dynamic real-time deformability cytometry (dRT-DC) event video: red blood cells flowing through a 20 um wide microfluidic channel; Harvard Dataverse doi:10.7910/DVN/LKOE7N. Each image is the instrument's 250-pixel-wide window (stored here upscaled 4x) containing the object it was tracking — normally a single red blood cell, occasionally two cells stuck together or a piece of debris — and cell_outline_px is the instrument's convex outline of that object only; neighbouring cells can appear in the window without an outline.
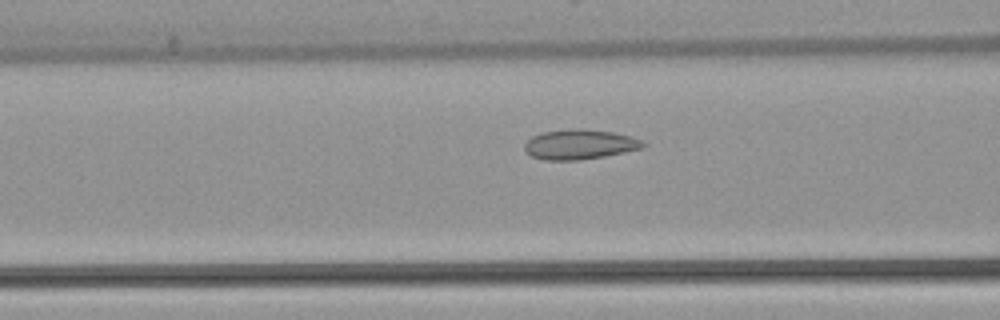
{"species": "common noctule bat (a hibernating species)", "species_latin": "Nyctalus noctula", "temperature_condition": "warm", "stored_images_in_passage": 38, "camera_frame_rate_fps": 3000, "um_per_image_px": 0.085, "animal": {"sex": "female", "body_mass_g": 22.7, "forearm_length_mm": 54.2}, "frame": {"image": 1, "passage_image": 16, "time_ms": 5.0, "image_size_px": [1000, 320], "cell_outline_px": [[648, 144], [644, 148], [604, 156], [580, 160], [544, 160], [532, 156], [524, 148], [524, 144], [532, 136], [544, 132], [576, 128], [584, 128], [612, 132], [632, 136]], "centroid_in_image_um": [49.31, 12.27], "position_along_channel_um": 117.3, "area_um2": 20.63}}
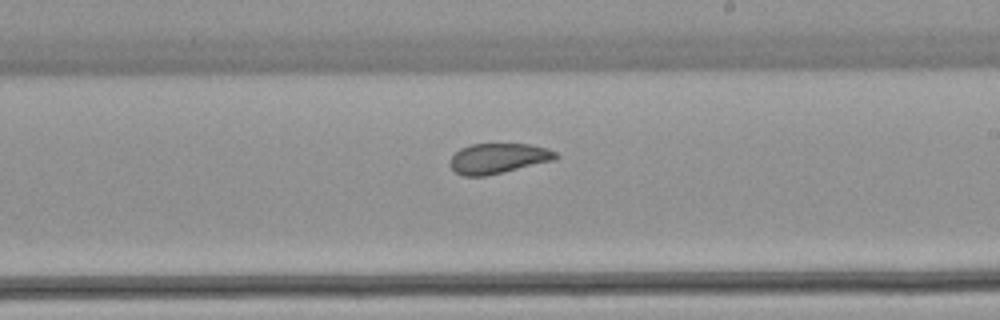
{"frame": {"image": 2, "passage_image": 26, "time_ms": 8.333, "image_size_px": [1000, 320], "cell_outline_px": [[560, 156], [556, 160], [484, 176], [464, 176], [456, 172], [448, 164], [452, 156], [460, 148], [472, 144], [532, 144], [548, 148], [556, 152]], "centroid_in_image_um": [42.38, 13.45], "position_along_channel_um": 246.6, "area_um2": 18.67}}
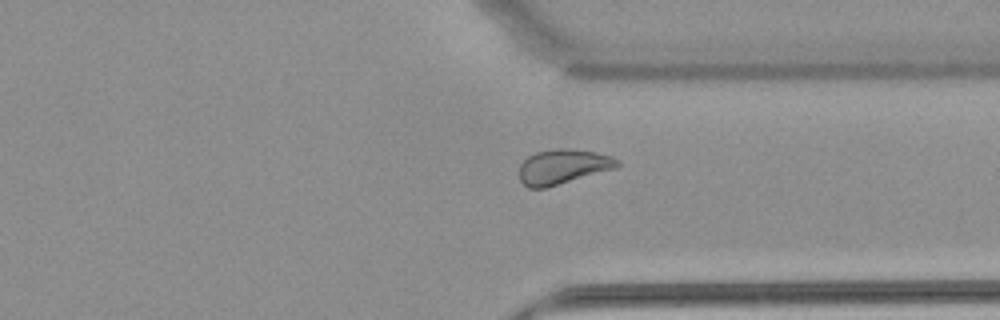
{"frame": {"image": 3, "passage_image": 35, "time_ms": 11.333, "image_size_px": [1000, 320], "cell_outline_px": [[620, 164], [616, 168], [544, 188], [528, 188], [520, 180], [520, 164], [528, 156], [536, 152], [556, 148], [568, 148], [596, 152], [612, 156], [620, 160]], "centroid_in_image_um": [47.86, 14.15], "position_along_channel_um": 363.5, "area_um2": 19.83}}